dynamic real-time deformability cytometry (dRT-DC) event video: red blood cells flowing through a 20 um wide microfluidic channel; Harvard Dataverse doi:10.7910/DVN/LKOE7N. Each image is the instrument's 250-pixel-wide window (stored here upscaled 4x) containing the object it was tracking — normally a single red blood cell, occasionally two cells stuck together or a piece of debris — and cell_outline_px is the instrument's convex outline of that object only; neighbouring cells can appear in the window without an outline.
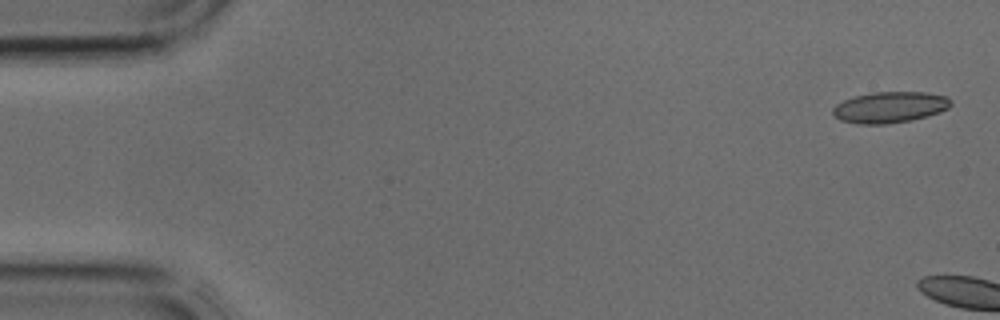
{"species": "common noctule bat (a hibernating species)", "species_latin": "Nyctalus noctula", "temperature_condition": "cold", "stored_images_in_passage": 5, "camera_frame_rate_fps": 3000, "um_per_image_px": 0.085, "animal": {"sex": "male", "body_mass_g": 17.9, "forearm_length_mm": 54.2}, "frame": {"image": 1, "passage_image": 1, "time_ms": 0.0, "image_size_px": [1000, 320], "cell_outline_px": [[952, 104], [948, 108], [940, 112], [928, 116], [912, 120], [884, 124], [856, 124], [840, 120], [832, 112], [832, 108], [836, 104], [844, 100], [856, 96], [872, 92], [924, 92], [948, 96], [952, 100]], "centroid_in_image_um": [75.66, 9.11], "position_along_channel_um": 9.3, "area_um2": 21.5}}
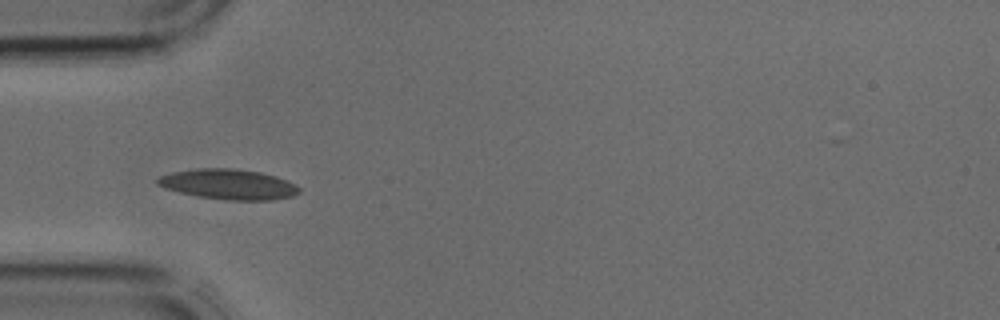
{"frame": {"image": 2, "passage_image": 5, "time_ms": 1.333, "image_size_px": [1000, 320], "cell_outline_px": [[300, 192], [292, 196], [272, 200], [232, 200], [200, 196], [180, 192], [164, 188], [156, 184], [156, 180], [160, 176], [172, 172], [200, 168], [232, 168], [260, 172], [276, 176], [288, 180], [296, 184], [300, 188]], "centroid_in_image_um": [19.45, 15.66], "position_along_channel_um": 65.5, "area_um2": 24.85}}